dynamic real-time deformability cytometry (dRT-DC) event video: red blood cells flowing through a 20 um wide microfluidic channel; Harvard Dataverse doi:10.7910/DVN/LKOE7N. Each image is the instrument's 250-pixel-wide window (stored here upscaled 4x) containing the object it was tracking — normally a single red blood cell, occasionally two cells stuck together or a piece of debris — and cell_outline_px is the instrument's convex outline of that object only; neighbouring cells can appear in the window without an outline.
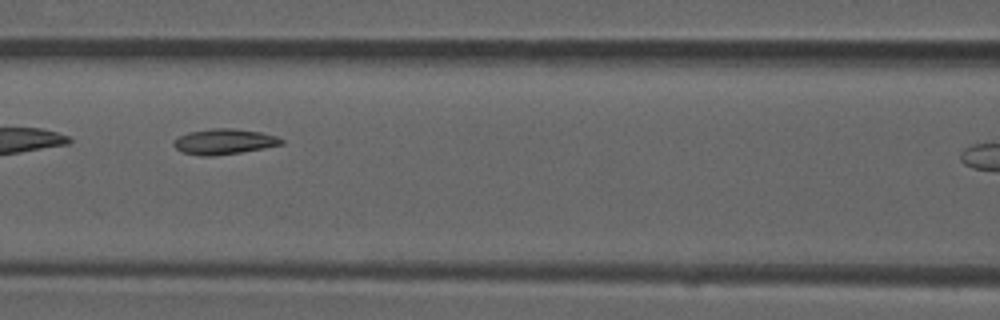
{"species": "common noctule bat (a hibernating species)", "species_latin": "Nyctalus noctula", "temperature_condition": "room temperature", "stored_images_in_passage": 7, "camera_frame_rate_fps": 3000, "um_per_image_px": 0.085, "animal": {"sex": "male", "forearm_length_mm": 52.5}, "frame": {"image": 1, "passage_image": 3, "time_ms": 0.667, "image_size_px": [1000, 320], "cell_outline_px": [[284, 144], [264, 148], [240, 152], [212, 156], [200, 156], [180, 152], [172, 144], [172, 140], [188, 132], [212, 128], [232, 128], [260, 132], [276, 136], [284, 140]], "centroid_in_image_um": [19.01, 12.04], "position_along_channel_um": 147.6, "area_um2": 16.07}}
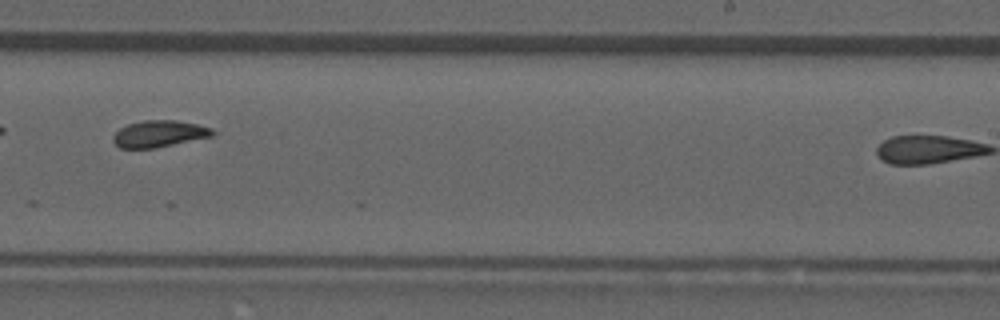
{"frame": {"image": 2, "passage_image": 6, "time_ms": 1.667, "image_size_px": [1000, 320], "cell_outline_px": [[216, 132], [212, 136], [156, 148], [120, 148], [112, 140], [112, 136], [120, 128], [128, 124], [144, 120], [176, 120], [196, 124], [212, 128]], "centroid_in_image_um": [13.52, 11.37], "position_along_channel_um": 275.5, "area_um2": 15.43}}